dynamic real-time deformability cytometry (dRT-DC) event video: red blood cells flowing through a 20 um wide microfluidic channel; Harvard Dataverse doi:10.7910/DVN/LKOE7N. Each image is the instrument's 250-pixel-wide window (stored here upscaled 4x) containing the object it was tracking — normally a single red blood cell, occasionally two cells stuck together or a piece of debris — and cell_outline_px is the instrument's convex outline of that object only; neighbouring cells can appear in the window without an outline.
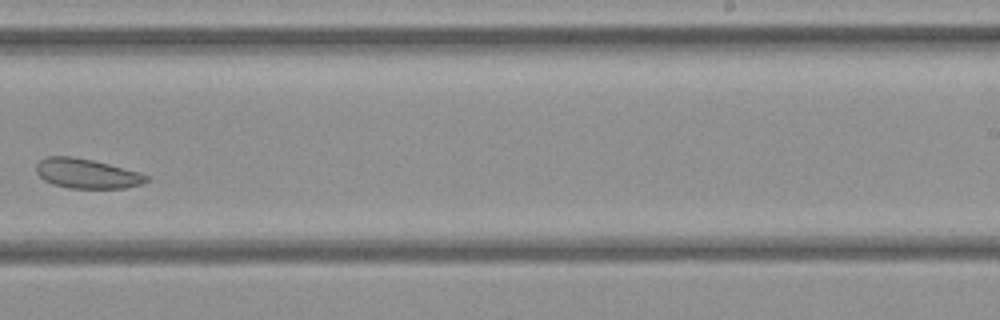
{"species": "common noctule bat (a hibernating species)", "species_latin": "Nyctalus noctula", "temperature_condition": "cold", "stored_images_in_passage": 33, "camera_frame_rate_fps": 3000, "um_per_image_px": 0.085, "animal": {"sex": "female", "body_mass_g": 21.9}, "frame": {"image": 1, "passage_image": 19, "time_ms": 6.0, "image_size_px": [1000, 320], "cell_outline_px": [[148, 180], [144, 184], [128, 188], [68, 188], [52, 184], [44, 180], [36, 172], [36, 164], [40, 160], [48, 156], [72, 156], [92, 160], [140, 172], [148, 176]], "centroid_in_image_um": [7.39, 14.76], "position_along_channel_um": 281.6, "area_um2": 19.13}}